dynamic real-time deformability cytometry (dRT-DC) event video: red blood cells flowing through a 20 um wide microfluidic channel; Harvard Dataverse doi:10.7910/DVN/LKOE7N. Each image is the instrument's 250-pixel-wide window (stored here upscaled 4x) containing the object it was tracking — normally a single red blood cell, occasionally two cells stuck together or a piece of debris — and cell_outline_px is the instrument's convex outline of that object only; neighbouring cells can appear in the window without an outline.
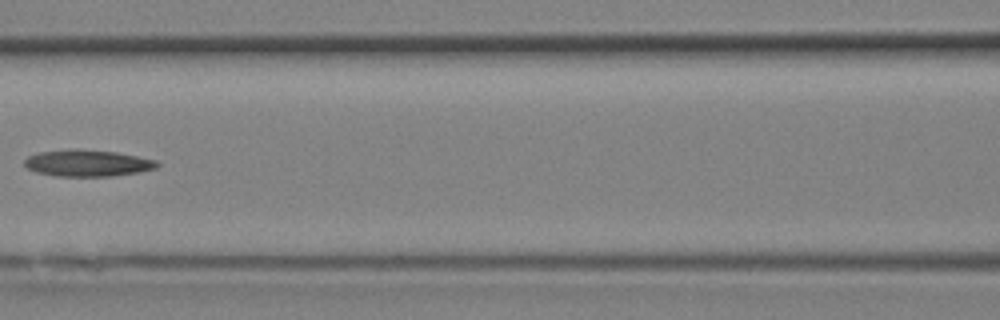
{"species": "Egyptian fruit bat (a non-hibernating species)", "species_latin": "Rousettus aegyptiacus", "temperature_condition": "room temperature", "stored_images_in_passage": 24, "camera_frame_rate_fps": 3000, "um_per_image_px": 0.085, "animal": {"sex": "female"}, "frame": {"image": 1, "passage_image": 11, "time_ms": 3.333, "image_size_px": [1000, 320], "cell_outline_px": [[160, 164], [156, 168], [136, 172], [112, 176], [56, 176], [36, 172], [28, 168], [24, 164], [24, 160], [28, 156], [40, 152], [72, 148], [116, 152], [156, 160]], "centroid_in_image_um": [7.41, 13.86], "position_along_channel_um": 159.2, "area_um2": 20.46}}
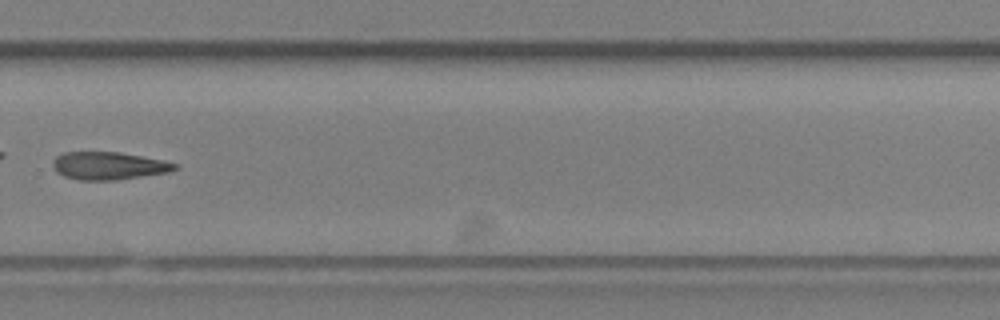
{"frame": {"image": 2, "passage_image": 17, "time_ms": 5.333, "image_size_px": [1000, 320], "cell_outline_px": [[180, 168], [168, 172], [116, 180], [80, 180], [64, 176], [56, 172], [52, 164], [56, 156], [64, 152], [120, 152], [180, 164]], "centroid_in_image_um": [9.24, 14.09], "position_along_channel_um": 320.6, "area_um2": 19.65}}